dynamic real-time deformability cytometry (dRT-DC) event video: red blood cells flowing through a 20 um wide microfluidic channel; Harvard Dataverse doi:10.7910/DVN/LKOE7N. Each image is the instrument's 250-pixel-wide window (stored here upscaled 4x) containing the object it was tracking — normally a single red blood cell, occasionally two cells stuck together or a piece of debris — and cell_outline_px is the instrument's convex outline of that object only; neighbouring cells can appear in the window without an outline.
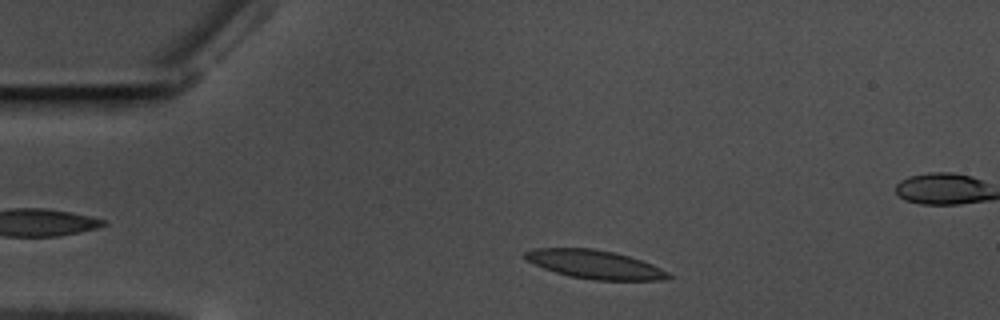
{"species": "common noctule bat (a hibernating species)", "species_latin": "Nyctalus noctula", "temperature_condition": "warm", "stored_images_in_passage": 41, "camera_frame_rate_fps": 3000, "um_per_image_px": 0.085, "animal": {"sex": "male", "body_mass_g": 17.5, "forearm_length_mm": 52.3}, "frame": {"image": 1, "passage_image": 5, "time_ms": 1.333, "image_size_px": [1000, 320], "cell_outline_px": [[672, 276], [660, 280], [592, 280], [572, 276], [556, 272], [544, 268], [528, 260], [524, 256], [524, 252], [532, 248], [592, 248], [612, 252], [628, 256], [652, 264], [668, 272]], "centroid_in_image_um": [50.55, 22.47], "position_along_channel_um": 34.4, "area_um2": 23.47}}
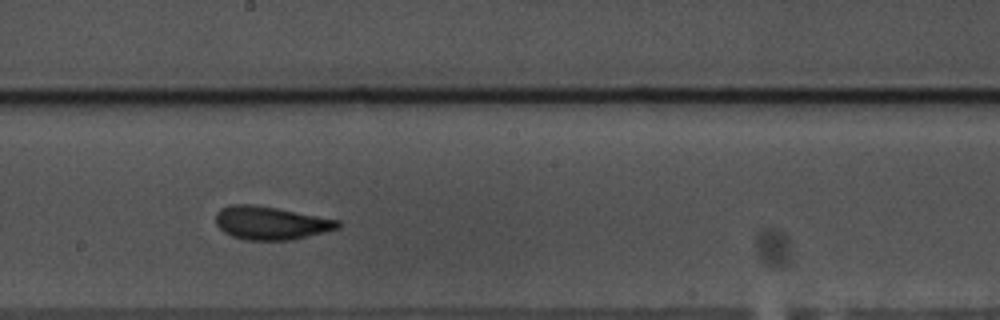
{"frame": {"image": 2, "passage_image": 25, "time_ms": 8.0, "image_size_px": [1000, 320], "cell_outline_px": [[340, 228], [292, 240], [244, 240], [232, 236], [224, 232], [216, 224], [216, 212], [220, 208], [232, 204], [256, 204], [340, 220]], "centroid_in_image_um": [23.0, 18.95], "position_along_channel_um": 225.2, "area_um2": 23.76}}
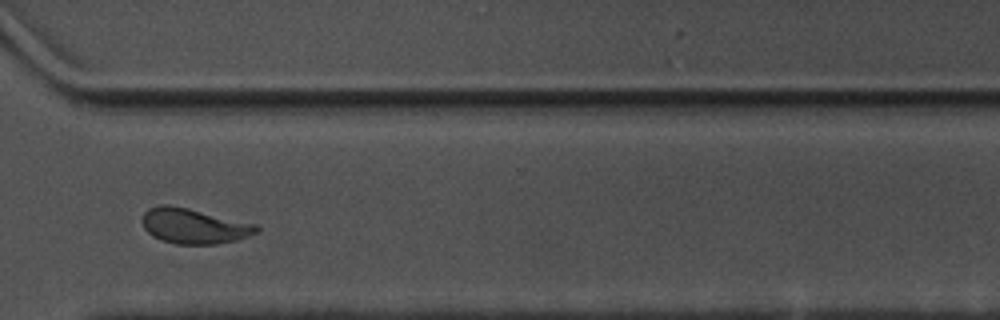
{"frame": {"image": 3, "passage_image": 36, "time_ms": 11.667, "image_size_px": [1000, 320], "cell_outline_px": [[260, 232], [236, 240], [216, 244], [176, 244], [160, 240], [152, 236], [144, 228], [140, 220], [144, 212], [148, 208], [160, 204], [168, 204], [188, 208], [256, 224], [260, 228]], "centroid_in_image_um": [16.45, 19.21], "position_along_channel_um": 354.1, "area_um2": 23.64}, "authors_computed_cell_mechanics": {"area_um2": 23.5824, "velocity_mm_per_s": 3.503, "shape_relaxation_time_tau1_ms": 6.0101, "shape_relaxation_time_tau2_ms": 1.7466, "deformation_change_tau1": 0.1704, "deformation_change_tau2": 0.0806}}